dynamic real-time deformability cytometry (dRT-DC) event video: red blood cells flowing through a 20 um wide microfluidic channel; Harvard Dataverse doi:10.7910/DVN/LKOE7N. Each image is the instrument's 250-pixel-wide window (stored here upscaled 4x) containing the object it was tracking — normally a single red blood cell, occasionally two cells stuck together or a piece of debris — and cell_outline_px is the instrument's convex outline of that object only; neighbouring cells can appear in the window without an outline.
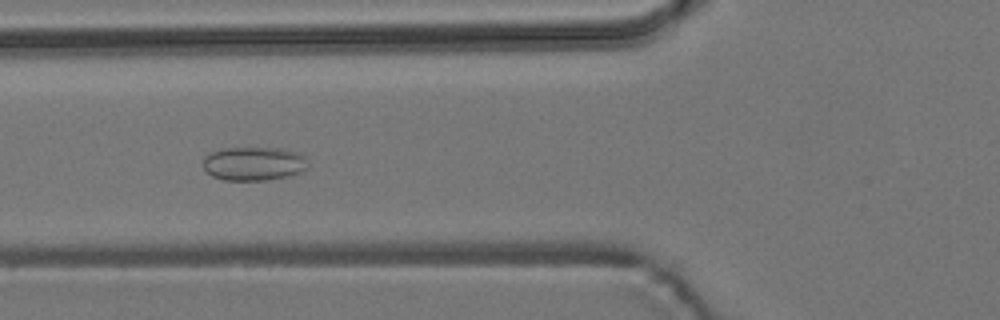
{"species": "common noctule bat (a hibernating species)", "species_latin": "Nyctalus noctula", "temperature_condition": "room temperature", "stored_images_in_passage": 54, "camera_frame_rate_fps": 3000, "um_per_image_px": 0.085, "animal": {"sex": "male", "body_mass_g": 19.2, "forearm_length_mm": 51.8}, "frame": {"image": 1, "passage_image": 20, "time_ms": 6.333, "image_size_px": [1000, 320], "cell_outline_px": [[304, 168], [300, 172], [288, 176], [264, 180], [224, 180], [212, 176], [204, 172], [204, 156], [208, 152], [224, 148], [280, 148], [296, 152], [304, 156]], "centroid_in_image_um": [21.47, 13.9], "position_along_channel_um": 104.3, "area_um2": 20.46}}
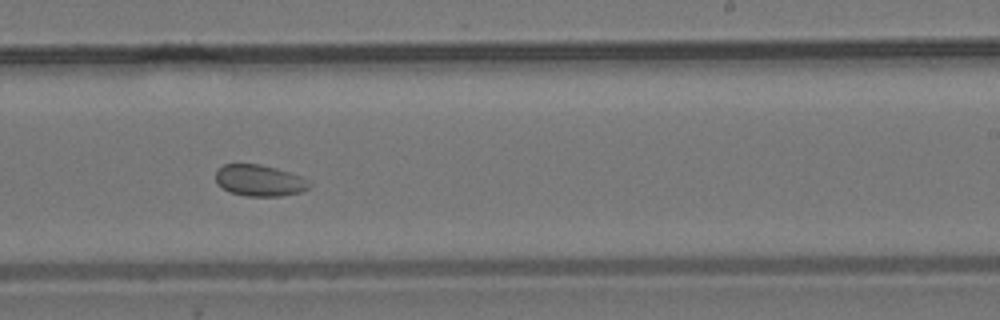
{"frame": {"image": 2, "passage_image": 33, "time_ms": 10.667, "image_size_px": [1000, 320], "cell_outline_px": [[312, 184], [304, 192], [280, 196], [248, 196], [228, 192], [216, 180], [216, 172], [224, 164], [260, 164], [276, 168], [312, 180]], "centroid_in_image_um": [22.12, 15.35], "position_along_channel_um": 266.9, "area_um2": 17.17}}
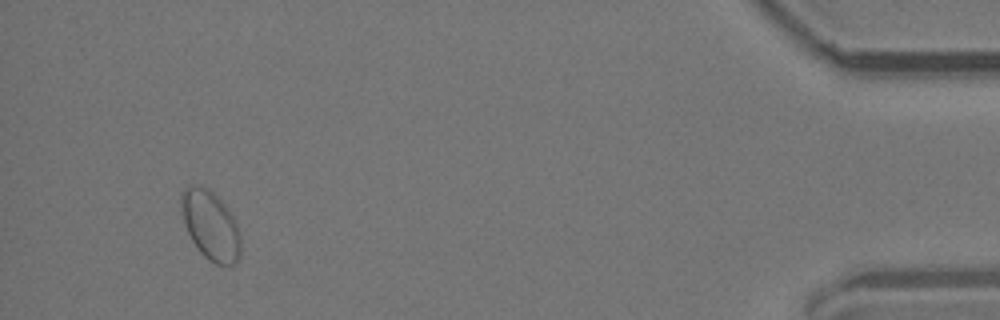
{"frame": {"image": 3, "passage_image": 51, "time_ms": 16.667, "image_size_px": [1000, 320], "cell_outline_px": [[240, 256], [236, 264], [228, 268], [216, 264], [208, 260], [200, 252], [192, 240], [184, 224], [180, 212], [180, 196], [184, 188], [188, 184], [200, 184], [208, 188], [228, 208], [236, 224], [240, 236]], "centroid_in_image_um": [17.87, 19.16], "position_along_channel_um": 417.3, "area_um2": 24.45}, "authors_computed_cell_mechanics": {"area_um2": 20.8947, "velocity_mm_per_s": 3.7578, "shape_relaxation_time_tau1_ms": null, "shape_relaxation_time_tau2_ms": 1.2626, "deformation_change_tau1": null, "deformation_change_tau2": 0.0376}}